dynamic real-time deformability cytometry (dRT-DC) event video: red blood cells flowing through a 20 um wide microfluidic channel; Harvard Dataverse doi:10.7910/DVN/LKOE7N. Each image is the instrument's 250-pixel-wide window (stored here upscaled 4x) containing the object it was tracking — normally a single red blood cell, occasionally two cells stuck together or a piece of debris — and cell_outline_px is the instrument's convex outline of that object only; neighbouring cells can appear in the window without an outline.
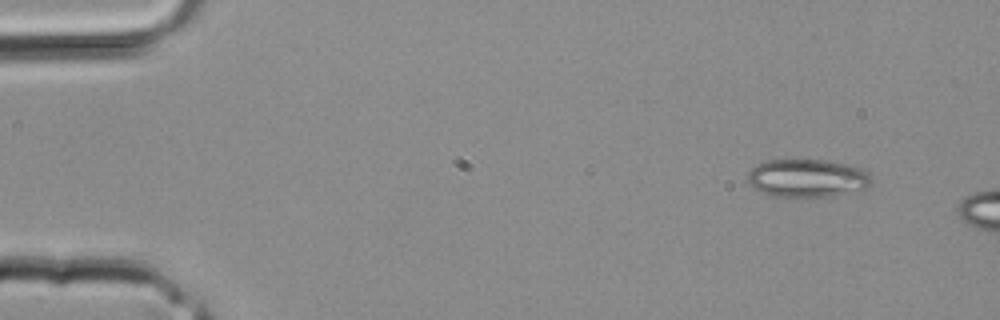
{"species": "common noctule bat (a hibernating species)", "species_latin": "Nyctalus noctula", "temperature_condition": "room temperature", "stored_images_in_passage": 2, "camera_frame_rate_fps": 3000, "um_per_image_px": 0.085, "animal": {"sex": "male", "body_mass_g": 20.4}, "frame": {"image": 1, "passage_image": 1, "time_ms": 0.0, "image_size_px": [1000, 320], "cell_outline_px": [[872, 180], [868, 188], [864, 192], [832, 196], [776, 196], [764, 192], [756, 188], [748, 180], [748, 172], [756, 164], [764, 160], [824, 160], [864, 168], [872, 176]], "centroid_in_image_um": [68.73, 15.14], "position_along_channel_um": 16.3, "area_um2": 27.63}}